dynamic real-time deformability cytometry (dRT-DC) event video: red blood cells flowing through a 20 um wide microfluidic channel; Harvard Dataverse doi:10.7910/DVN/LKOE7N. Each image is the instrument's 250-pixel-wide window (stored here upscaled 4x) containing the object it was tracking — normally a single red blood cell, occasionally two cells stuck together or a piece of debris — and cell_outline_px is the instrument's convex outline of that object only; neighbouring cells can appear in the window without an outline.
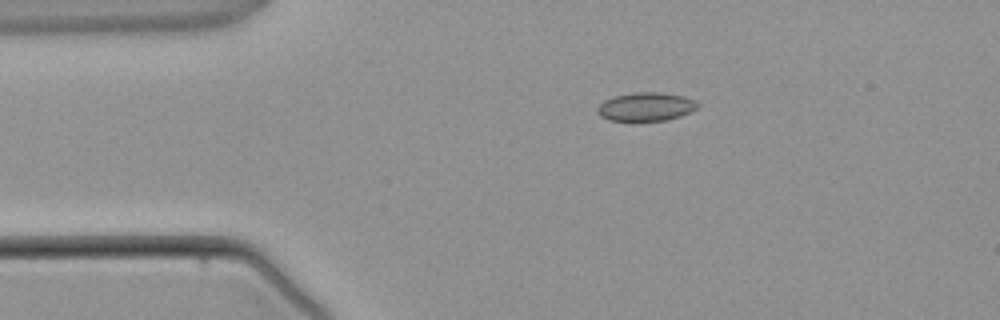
{"species": "common noctule bat (a hibernating species)", "species_latin": "Nyctalus noctula", "temperature_condition": "warm", "stored_images_in_passage": 2, "camera_frame_rate_fps": 3000, "um_per_image_px": 0.085, "animal": {"sex": "male", "body_mass_g": 21.5, "forearm_length_mm": 52.0}, "frame": {"image": 1, "passage_image": 1, "time_ms": 0.0, "image_size_px": [1000, 320], "cell_outline_px": [[700, 104], [696, 108], [680, 116], [664, 120], [608, 120], [600, 116], [596, 112], [596, 108], [604, 100], [612, 96], [636, 92], [664, 92], [684, 96]], "centroid_in_image_um": [54.86, 9.05], "position_along_channel_um": 30.1, "area_um2": 16.59}}